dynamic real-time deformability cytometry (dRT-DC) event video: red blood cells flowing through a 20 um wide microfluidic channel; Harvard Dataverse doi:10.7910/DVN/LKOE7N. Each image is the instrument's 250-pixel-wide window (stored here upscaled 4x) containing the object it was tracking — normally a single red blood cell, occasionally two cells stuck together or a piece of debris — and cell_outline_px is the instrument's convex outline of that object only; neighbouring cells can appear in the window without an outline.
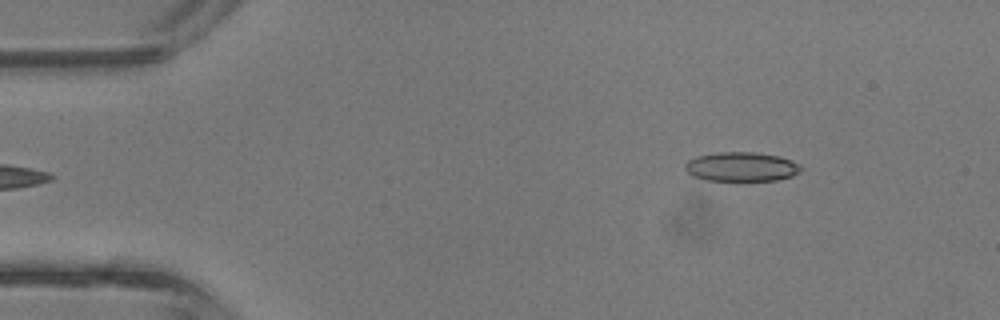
{"species": "common noctule bat (a hibernating species)", "species_latin": "Nyctalus noctula", "temperature_condition": "room temperature", "stored_images_in_passage": 3, "camera_frame_rate_fps": 3000, "um_per_image_px": 0.085, "animal": {"sex": "male", "body_mass_g": 13.3}, "frame": {"image": 1, "passage_image": 3, "time_ms": 0.667, "image_size_px": [1000, 320], "cell_outline_px": [[804, 168], [800, 172], [792, 176], [776, 180], [704, 180], [692, 176], [684, 168], [684, 164], [688, 160], [696, 156], [720, 152], [756, 152], [780, 156], [800, 164]], "centroid_in_image_um": [63.03, 14.17], "position_along_channel_um": 22.0, "area_um2": 19.88}}